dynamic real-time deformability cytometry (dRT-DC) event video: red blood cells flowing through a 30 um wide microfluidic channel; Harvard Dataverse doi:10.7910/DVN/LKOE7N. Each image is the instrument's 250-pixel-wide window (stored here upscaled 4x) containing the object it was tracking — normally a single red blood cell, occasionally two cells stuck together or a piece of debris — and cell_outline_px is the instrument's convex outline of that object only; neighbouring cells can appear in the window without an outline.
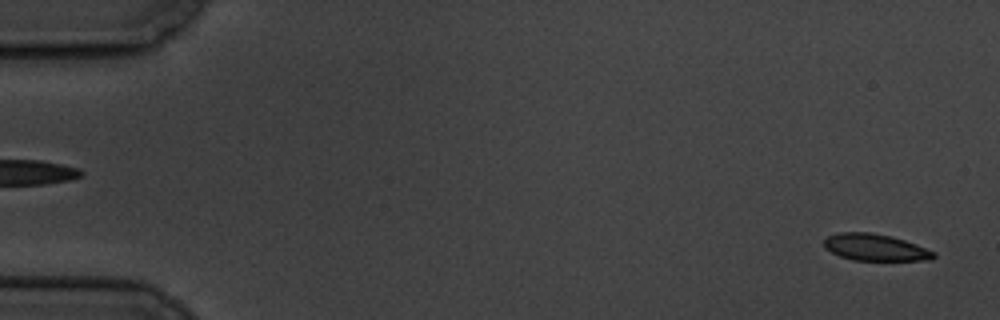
{"species": "common noctule bat (a hibernating species)", "species_latin": "Nyctalus noctula", "temperature_condition": "cold", "stored_images_in_passage": 5, "segment_of_instrument_passage": [2, 2], "camera_frame_rate_fps": 3000, "um_per_image_px": 0.085, "animal": {"sex": "male", "body_mass_g": 19.5, "forearm_length_mm": 54.6}, "frame": {"image": 1, "passage_image": 5, "time_ms": 5.333, "image_size_px": [1000, 320], "cell_outline_px": [[936, 256], [932, 260], [852, 260], [840, 256], [824, 248], [824, 240], [828, 236], [836, 232], [872, 232], [892, 236], [916, 244], [936, 252]], "centroid_in_image_um": [74.39, 21.02], "position_along_channel_um": 10.6, "area_um2": 17.22}}